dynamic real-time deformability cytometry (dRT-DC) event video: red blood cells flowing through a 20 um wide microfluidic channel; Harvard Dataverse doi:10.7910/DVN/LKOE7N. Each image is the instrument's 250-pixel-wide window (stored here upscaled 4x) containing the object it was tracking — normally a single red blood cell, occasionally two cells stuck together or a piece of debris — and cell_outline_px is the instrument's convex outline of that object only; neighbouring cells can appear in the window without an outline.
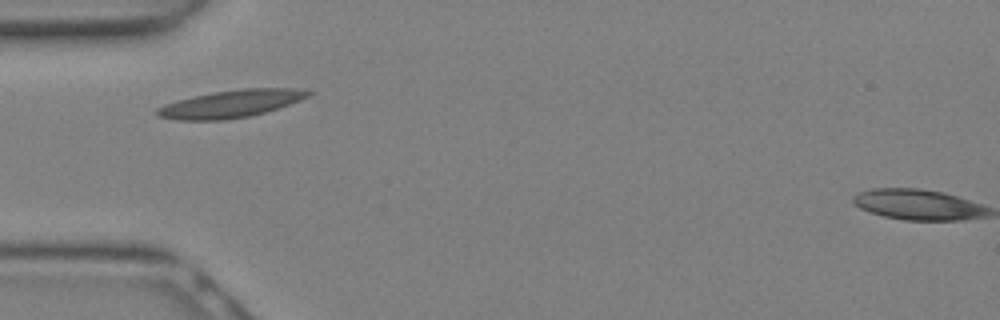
{"species": "Egyptian fruit bat (a non-hibernating species)", "species_latin": "Rousettus aegyptiacus", "temperature_condition": "warm", "stored_images_in_passage": 11, "camera_frame_rate_fps": 3000, "um_per_image_px": 0.085, "animal": {"sex": "female"}, "frame": {"image": 1, "passage_image": 1, "time_ms": 0.0, "image_size_px": [1000, 320], "cell_outline_px": [[312, 92], [308, 96], [300, 100], [264, 112], [248, 116], [224, 120], [176, 120], [160, 116], [156, 112], [156, 108], [164, 104], [176, 100], [192, 96], [212, 92], [240, 88], [292, 88]], "centroid_in_image_um": [19.56, 8.81], "position_along_channel_um": 65.4, "area_um2": 23.99}}
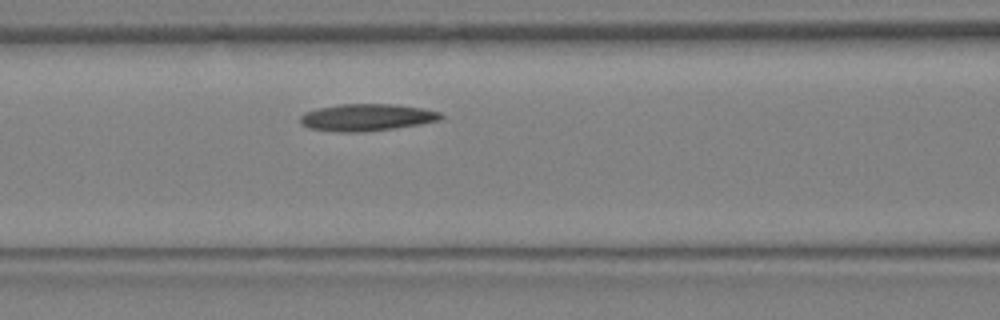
{"frame": {"image": 2, "passage_image": 4, "time_ms": 1.0, "image_size_px": [1000, 320], "cell_outline_px": [[444, 116], [440, 120], [420, 124], [396, 128], [364, 132], [336, 132], [308, 128], [300, 124], [300, 116], [304, 112], [316, 108], [340, 104], [392, 104], [420, 108], [440, 112]], "centroid_in_image_um": [31.12, 9.98], "position_along_channel_um": 135.5, "area_um2": 22.31}}
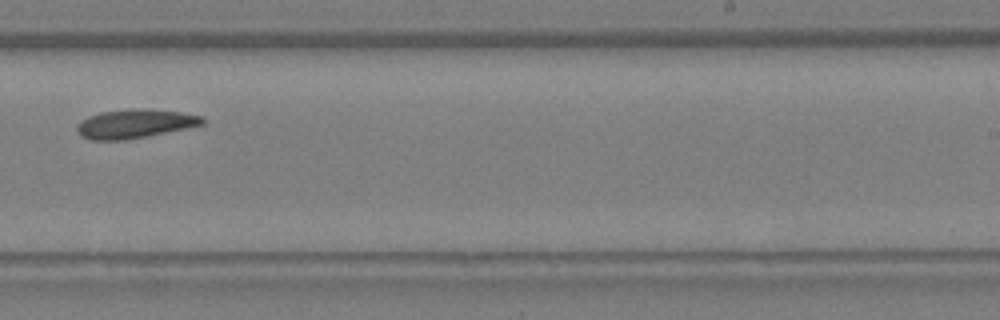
{"frame": {"image": 3, "passage_image": 10, "time_ms": 3.0, "image_size_px": [1000, 320], "cell_outline_px": [[204, 124], [188, 128], [124, 140], [88, 140], [80, 136], [76, 132], [76, 128], [88, 116], [100, 112], [180, 112], [204, 116]], "centroid_in_image_um": [11.44, 10.59], "position_along_channel_um": 277.6, "area_um2": 19.83}}